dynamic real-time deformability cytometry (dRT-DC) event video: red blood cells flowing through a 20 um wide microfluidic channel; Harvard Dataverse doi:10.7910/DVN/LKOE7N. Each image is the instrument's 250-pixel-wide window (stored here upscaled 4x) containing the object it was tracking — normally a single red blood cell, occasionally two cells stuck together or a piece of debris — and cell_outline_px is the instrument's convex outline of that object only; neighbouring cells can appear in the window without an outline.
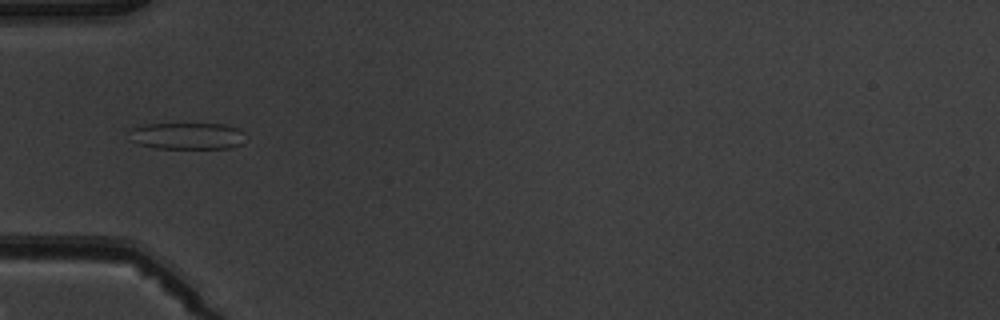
{"species": "common noctule bat (a hibernating species)", "species_latin": "Nyctalus noctula", "temperature_condition": "warm", "stored_images_in_passage": 5, "camera_frame_rate_fps": 3000, "um_per_image_px": 0.085, "animal": {"sex": "male", "body_mass_g": 19.5, "forearm_length_mm": 54.6}, "frame": {"image": 1, "passage_image": 3, "time_ms": 3.333, "image_size_px": [1000, 320], "cell_outline_px": [[248, 140], [244, 144], [232, 148], [156, 148], [136, 144], [132, 140], [132, 128], [144, 124], [224, 124], [240, 128], [244, 132]], "centroid_in_image_um": [16.04, 11.56], "position_along_channel_um": 69.0, "area_um2": 18.38}}
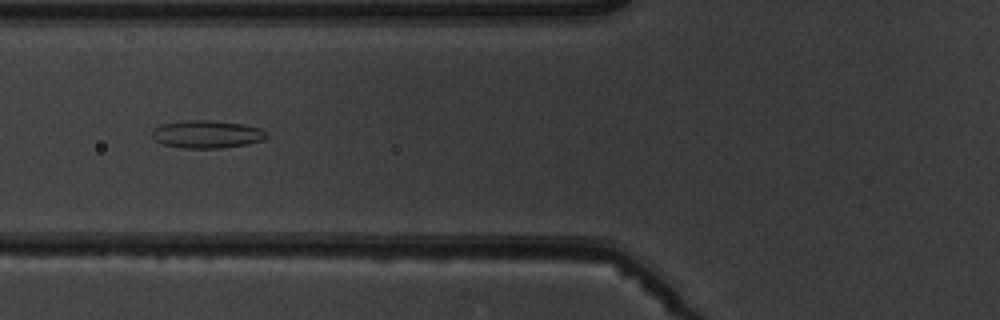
{"frame": {"image": 2, "passage_image": 4, "time_ms": 4.333, "image_size_px": [1000, 320], "cell_outline_px": [[268, 136], [264, 140], [244, 144], [220, 148], [184, 148], [164, 144], [156, 140], [152, 136], [152, 128], [160, 124], [184, 120], [212, 120], [244, 124], [260, 128]], "centroid_in_image_um": [17.56, 11.39], "position_along_channel_um": 108.2, "area_um2": 18.5}}
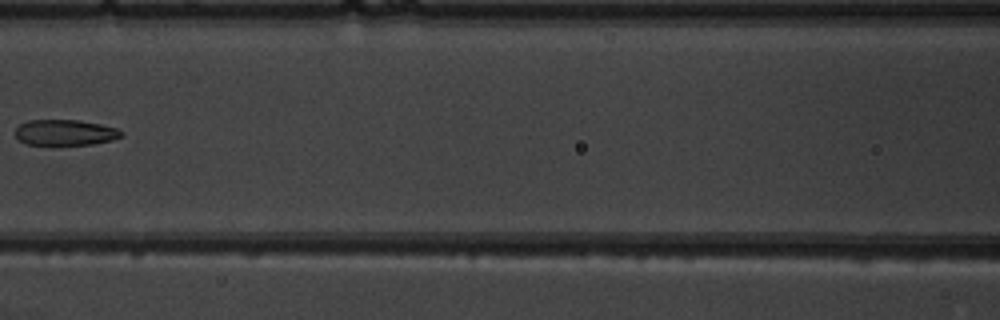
{"frame": {"image": 3, "passage_image": 5, "time_ms": 5.667, "image_size_px": [1000, 320], "cell_outline_px": [[124, 136], [112, 140], [92, 144], [28, 144], [20, 140], [16, 136], [16, 128], [20, 124], [28, 120], [80, 120], [100, 124], [116, 128], [124, 132]], "centroid_in_image_um": [5.58, 11.25], "position_along_channel_um": 161.0, "area_um2": 15.78}}